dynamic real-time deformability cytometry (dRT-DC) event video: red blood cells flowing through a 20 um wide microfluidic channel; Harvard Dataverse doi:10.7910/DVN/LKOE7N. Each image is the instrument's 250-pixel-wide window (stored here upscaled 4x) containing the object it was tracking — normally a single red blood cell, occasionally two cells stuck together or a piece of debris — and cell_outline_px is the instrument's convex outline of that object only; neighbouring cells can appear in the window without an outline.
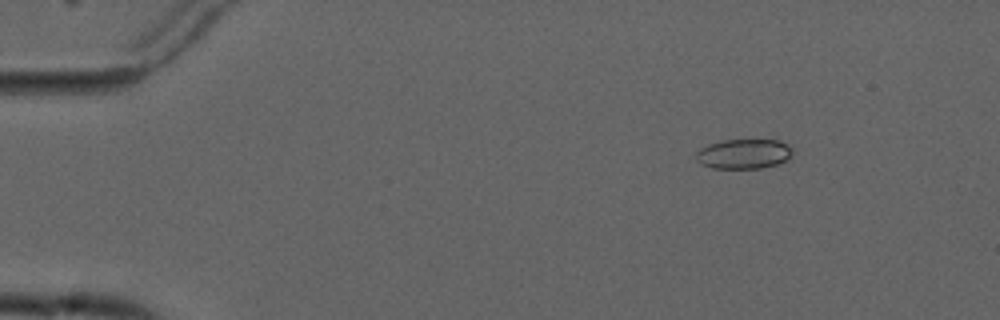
{"species": "common noctule bat (a hibernating species)", "species_latin": "Nyctalus noctula", "temperature_condition": "cold", "stored_images_in_passage": 3, "camera_frame_rate_fps": 3000, "um_per_image_px": 0.085, "animal": {"sex": "male", "forearm_length_mm": 52.5}, "frame": {"image": 1, "passage_image": 1, "time_ms": 0.0, "image_size_px": [1000, 320], "cell_outline_px": [[792, 156], [788, 160], [776, 164], [760, 168], [712, 168], [700, 164], [696, 160], [696, 152], [700, 148], [708, 144], [720, 140], [780, 140], [788, 144], [792, 148]], "centroid_in_image_um": [63.22, 13.07], "position_along_channel_um": 21.8, "area_um2": 16.94}}